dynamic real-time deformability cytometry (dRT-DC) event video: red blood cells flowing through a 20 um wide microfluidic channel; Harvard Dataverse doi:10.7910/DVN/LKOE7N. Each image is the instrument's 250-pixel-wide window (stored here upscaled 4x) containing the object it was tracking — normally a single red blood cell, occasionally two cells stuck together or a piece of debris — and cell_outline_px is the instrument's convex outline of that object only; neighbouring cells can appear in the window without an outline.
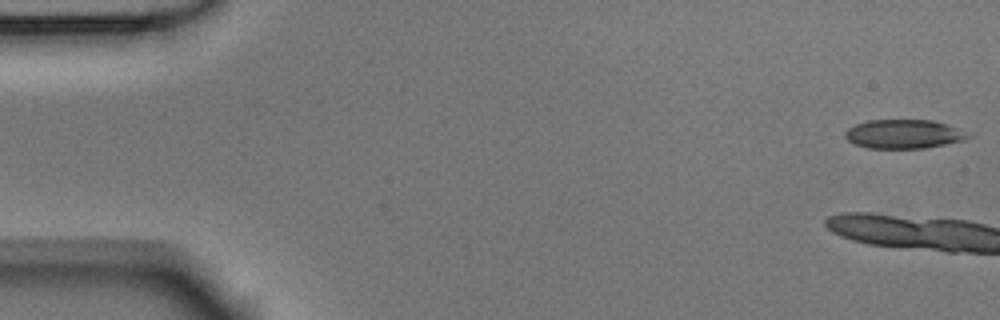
{"species": "Egyptian fruit bat (a non-hibernating species)", "species_latin": "Rousettus aegyptiacus", "temperature_condition": "room temperature", "stored_images_in_passage": 5, "camera_frame_rate_fps": 3000, "um_per_image_px": 0.085, "animal": {"sex": "male"}, "frame": {"image": 1, "passage_image": 1, "time_ms": 0.0, "image_size_px": [1000, 320], "cell_outline_px": [[972, 136], [964, 140], [924, 148], [868, 148], [852, 144], [844, 136], [844, 132], [848, 128], [856, 124], [868, 120], [932, 120], [944, 124]], "centroid_in_image_um": [76.72, 11.4], "position_along_channel_um": 8.3, "area_um2": 20.46}}